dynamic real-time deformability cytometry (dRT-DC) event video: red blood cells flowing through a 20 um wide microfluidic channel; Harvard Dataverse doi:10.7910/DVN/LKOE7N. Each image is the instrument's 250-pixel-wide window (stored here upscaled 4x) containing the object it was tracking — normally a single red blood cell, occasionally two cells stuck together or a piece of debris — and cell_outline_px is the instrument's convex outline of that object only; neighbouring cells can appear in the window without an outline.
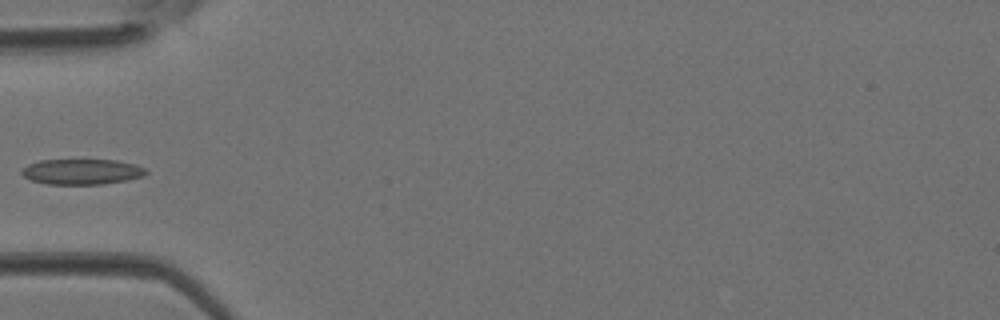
{"species": "Egyptian fruit bat (a non-hibernating species)", "species_latin": "Rousettus aegyptiacus", "temperature_condition": "room temperature", "stored_images_in_passage": 3, "camera_frame_rate_fps": 3000, "um_per_image_px": 0.085, "animal": {"sex": "female"}, "frame": {"image": 1, "passage_image": 3, "time_ms": 0.667, "image_size_px": [1000, 320], "cell_outline_px": [[148, 172], [144, 176], [104, 184], [48, 184], [32, 180], [24, 176], [20, 172], [28, 164], [40, 160], [116, 160], [136, 164], [144, 168]], "centroid_in_image_um": [6.97, 14.59], "position_along_channel_um": 78.0, "area_um2": 18.32}}